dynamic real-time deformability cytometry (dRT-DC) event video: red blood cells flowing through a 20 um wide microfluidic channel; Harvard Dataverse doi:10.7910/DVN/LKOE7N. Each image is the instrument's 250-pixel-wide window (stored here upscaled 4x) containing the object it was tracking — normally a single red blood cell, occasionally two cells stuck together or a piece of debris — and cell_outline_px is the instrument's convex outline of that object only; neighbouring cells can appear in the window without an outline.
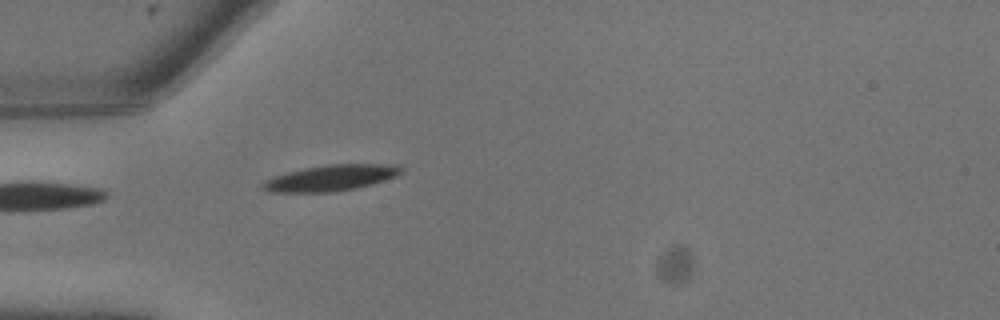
{"species": "common noctule bat (a hibernating species)", "species_latin": "Nyctalus noctula", "temperature_condition": "warm", "stored_images_in_passage": 8, "segment_of_instrument_passage": [2, 2], "camera_frame_rate_fps": 3000, "um_per_image_px": 0.085, "animal": {"sex": "male", "body_mass_g": 13.3}, "frame": {"image": 1, "passage_image": 8, "time_ms": 2.333, "image_size_px": [1000, 320], "cell_outline_px": [[404, 172], [396, 176], [372, 184], [356, 188], [332, 192], [268, 192], [260, 188], [260, 184], [276, 176], [288, 172], [304, 168], [328, 164], [400, 164], [404, 168]], "centroid_in_image_um": [28.18, 15.12], "position_along_channel_um": 56.8, "area_um2": 21.04}}